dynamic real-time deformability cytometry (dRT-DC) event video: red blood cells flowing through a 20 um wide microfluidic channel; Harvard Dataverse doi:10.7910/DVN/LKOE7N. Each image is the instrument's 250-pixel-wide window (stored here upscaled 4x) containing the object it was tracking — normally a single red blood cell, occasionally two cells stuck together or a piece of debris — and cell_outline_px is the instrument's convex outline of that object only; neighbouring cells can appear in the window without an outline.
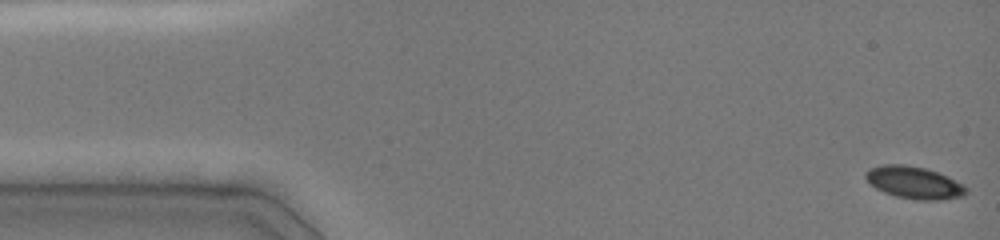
{"species": "common noctule bat (a hibernating species)", "species_latin": "Nyctalus noctula", "temperature_condition": "cold", "stored_images_in_passage": 33, "camera_frame_rate_fps": 3000, "um_per_image_px": 0.085, "animal": {"sex": "female", "body_mass_g": 19.0, "forearm_length_mm": 51.5}, "frame": {"image": 1, "passage_image": 1, "time_ms": 0.0, "image_size_px": [1000, 240], "cell_outline_px": [[968, 192], [964, 196], [940, 200], [916, 200], [896, 196], [884, 192], [876, 188], [864, 176], [864, 172], [880, 164], [904, 164], [924, 168], [948, 176], [964, 184], [968, 188]], "centroid_in_image_um": [77.74, 15.52], "position_along_channel_um": 7.3, "area_um2": 18.96}}
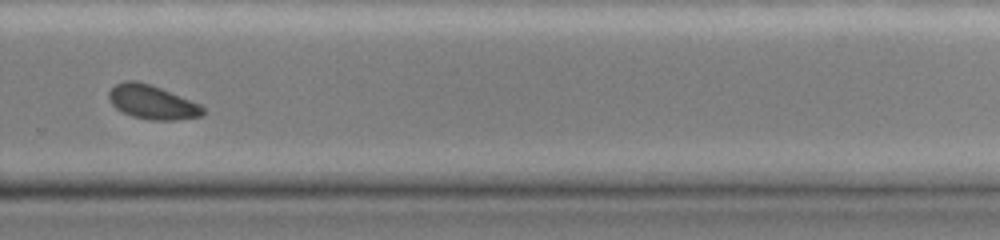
{"frame": {"image": 2, "passage_image": 22, "time_ms": 10.667, "image_size_px": [1000, 240], "cell_outline_px": [[204, 112], [200, 116], [176, 120], [152, 120], [132, 116], [116, 108], [108, 100], [108, 92], [116, 84], [124, 80], [136, 80], [160, 88], [200, 104], [204, 108]], "centroid_in_image_um": [12.91, 8.68], "position_along_channel_um": 316.9, "area_um2": 18.44}}
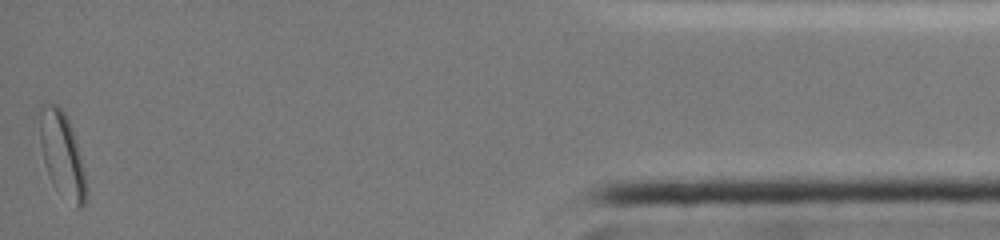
{"frame": {"image": 3, "passage_image": 33, "time_ms": 15.333, "image_size_px": [1000, 240], "cell_outline_px": [[88, 196], [84, 204], [80, 208], [76, 208], [52, 184], [44, 164], [32, 116], [44, 104], [56, 104], [64, 112], [72, 128], [80, 156], [88, 188]], "centroid_in_image_um": [5.18, 13.06], "position_along_channel_um": 430.0, "area_um2": 24.04}, "authors_computed_cell_mechanics": {"area_um2": 19.363, "velocity_mm_per_s": 4.0264, "shape_relaxation_time_tau1_ms": 2.1386, "shape_relaxation_time_tau2_ms": null, "deformation_change_tau1": 0.0693, "deformation_change_tau2": null}}